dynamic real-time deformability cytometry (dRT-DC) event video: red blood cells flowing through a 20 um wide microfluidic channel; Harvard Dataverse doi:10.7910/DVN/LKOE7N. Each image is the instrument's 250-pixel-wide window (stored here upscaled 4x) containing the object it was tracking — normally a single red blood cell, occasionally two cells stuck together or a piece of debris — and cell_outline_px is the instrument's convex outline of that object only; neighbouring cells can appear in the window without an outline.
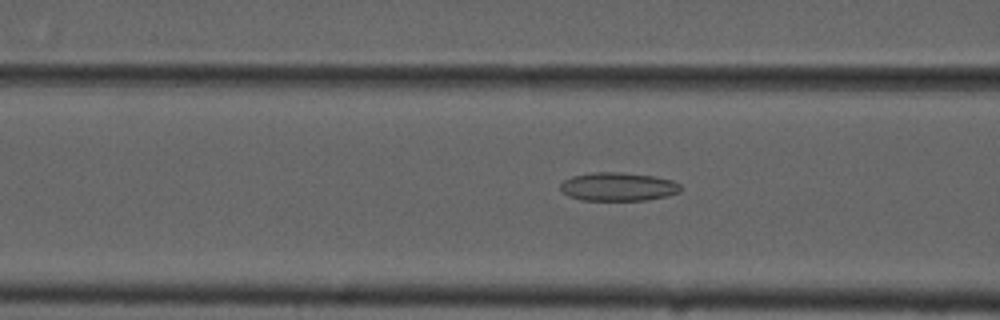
{"species": "common noctule bat (a hibernating species)", "species_latin": "Nyctalus noctula", "temperature_condition": "cold", "stored_images_in_passage": 54, "camera_frame_rate_fps": 3000, "um_per_image_px": 0.085, "animal": {"sex": "male", "forearm_length_mm": 52.5}, "frame": {"image": 1, "passage_image": 21, "time_ms": 6.667, "image_size_px": [1000, 320], "cell_outline_px": [[680, 192], [668, 196], [648, 200], [580, 200], [568, 196], [560, 192], [560, 184], [564, 180], [572, 176], [592, 172], [620, 172], [652, 176], [672, 180], [680, 184]], "centroid_in_image_um": [52.51, 15.87], "position_along_channel_um": 114.1, "area_um2": 20.11}}
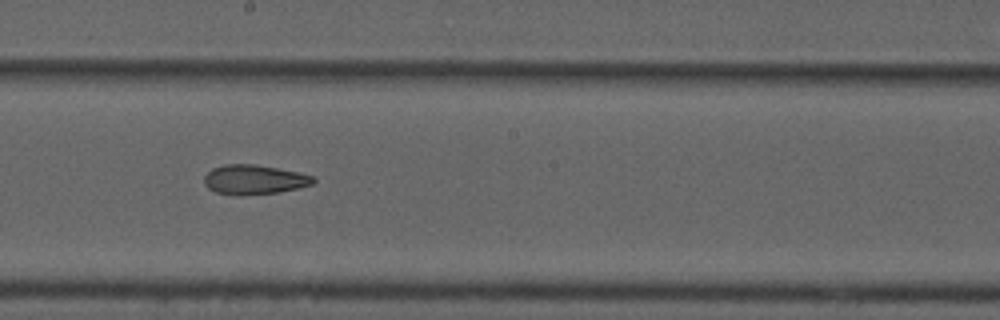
{"frame": {"image": 2, "passage_image": 30, "time_ms": 9.667, "image_size_px": [1000, 320], "cell_outline_px": [[316, 180], [312, 184], [296, 188], [276, 192], [240, 196], [236, 196], [216, 192], [208, 188], [204, 184], [204, 176], [212, 168], [224, 164], [256, 164], [300, 172], [312, 176]], "centroid_in_image_um": [21.57, 15.26], "position_along_channel_um": 226.6, "area_um2": 18.84}}
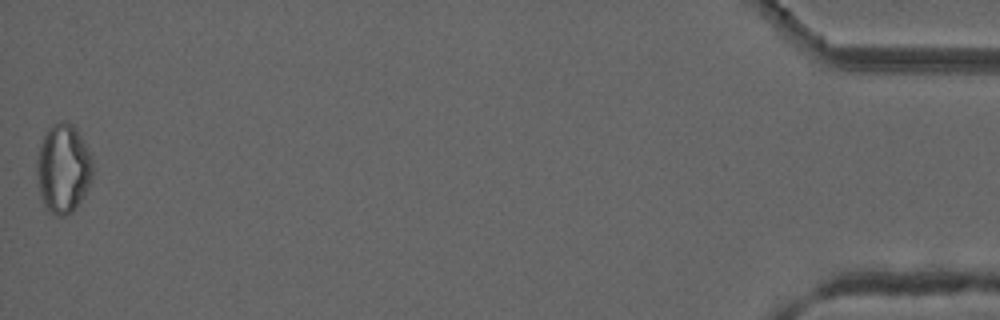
{"frame": {"image": 3, "passage_image": 54, "time_ms": 17.667, "image_size_px": [1000, 320], "cell_outline_px": [[92, 180], [80, 200], [72, 212], [64, 216], [56, 216], [44, 208], [40, 192], [36, 172], [36, 160], [44, 136], [48, 128], [52, 124], [64, 120], [68, 120], [76, 128], [92, 152]], "centroid_in_image_um": [5.38, 14.3], "position_along_channel_um": 429.8, "area_um2": 29.25}, "authors_computed_cell_mechanics": {"area_um2": 21.4438, "velocity_mm_per_s": 3.7539, "shape_relaxation_time_tau1_ms": null, "shape_relaxation_time_tau2_ms": 7.7276, "deformation_change_tau1": null, "deformation_change_tau2": 0.1797}}